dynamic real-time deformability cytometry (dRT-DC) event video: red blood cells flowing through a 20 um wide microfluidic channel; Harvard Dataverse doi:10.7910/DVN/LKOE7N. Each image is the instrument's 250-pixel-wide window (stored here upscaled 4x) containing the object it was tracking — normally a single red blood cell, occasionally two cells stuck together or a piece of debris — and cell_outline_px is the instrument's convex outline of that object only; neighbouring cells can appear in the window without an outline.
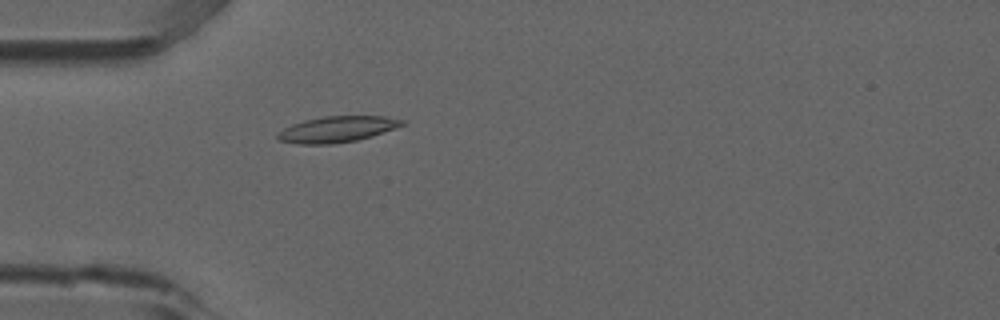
{"species": "common noctule bat (a hibernating species)", "species_latin": "Nyctalus noctula", "temperature_condition": "room temperature", "stored_images_in_passage": 1, "camera_frame_rate_fps": 3000, "um_per_image_px": 0.085, "animal": {"sex": "male", "forearm_length_mm": 52.5}, "frame": {"image": 1, "passage_image": 1, "time_ms": 0.0, "image_size_px": [1000, 320], "cell_outline_px": [[408, 124], [372, 136], [356, 140], [332, 144], [300, 144], [280, 140], [276, 136], [276, 132], [292, 124], [304, 120], [324, 116], [384, 116], [408, 120]], "centroid_in_image_um": [28.71, 10.97], "position_along_channel_um": 56.3, "area_um2": 19.02}}